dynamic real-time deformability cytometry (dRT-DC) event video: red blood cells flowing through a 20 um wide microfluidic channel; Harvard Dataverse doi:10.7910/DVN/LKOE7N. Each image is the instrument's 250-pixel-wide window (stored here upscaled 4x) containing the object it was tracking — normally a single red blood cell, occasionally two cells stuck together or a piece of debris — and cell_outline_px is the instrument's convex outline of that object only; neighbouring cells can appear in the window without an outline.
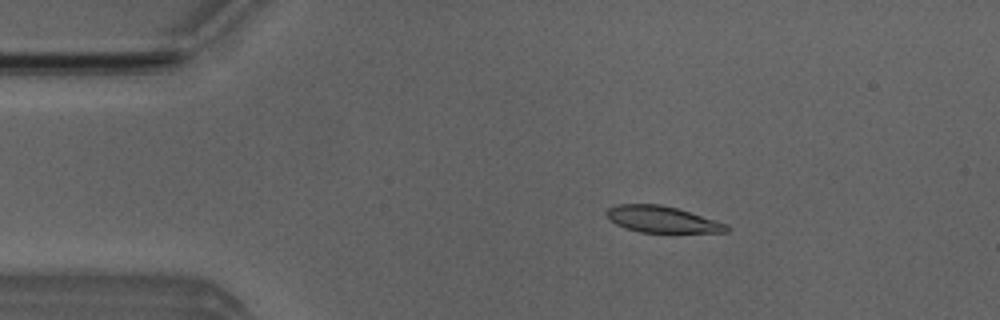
{"species": "Egyptian fruit bat (a non-hibernating species)", "species_latin": "Rousettus aegyptiacus", "temperature_condition": "room temperature", "stored_images_in_passage": 44, "camera_frame_rate_fps": 3000, "um_per_image_px": 0.085, "animal": {"sex": "male"}, "frame": {"image": 1, "passage_image": 2, "time_ms": 0.333, "image_size_px": [1000, 320], "cell_outline_px": [[728, 232], [640, 232], [624, 228], [616, 224], [604, 212], [608, 208], [616, 204], [660, 204], [676, 208], [728, 224]], "centroid_in_image_um": [56.24, 18.64], "position_along_channel_um": 28.8, "area_um2": 18.26}}
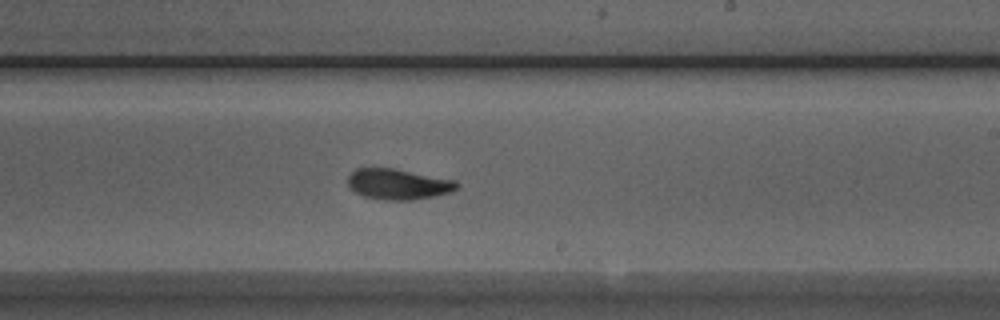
{"frame": {"image": 2, "passage_image": 23, "time_ms": 7.333, "image_size_px": [1000, 320], "cell_outline_px": [[460, 184], [452, 192], [412, 200], [384, 200], [364, 196], [356, 192], [348, 184], [348, 176], [356, 168], [392, 168], [456, 180]], "centroid_in_image_um": [33.86, 15.65], "position_along_channel_um": 255.1, "area_um2": 19.31}}
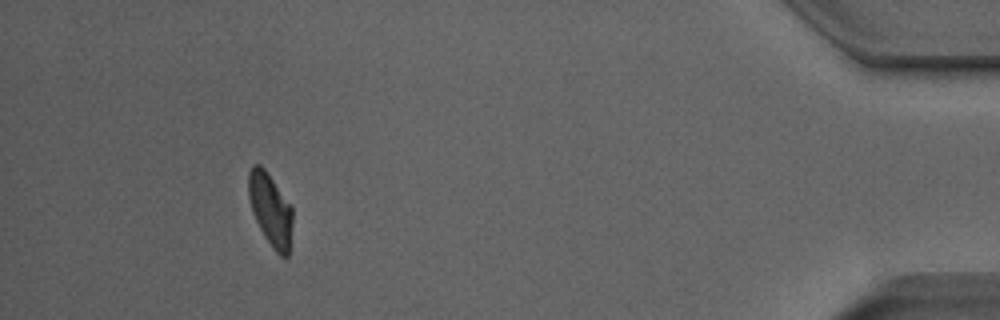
{"frame": {"image": 3, "passage_image": 40, "time_ms": 13.0, "image_size_px": [1000, 320], "cell_outline_px": [[292, 224], [288, 256], [280, 256], [272, 248], [264, 236], [252, 212], [248, 196], [248, 172], [252, 164], [260, 164], [264, 168], [292, 204]], "centroid_in_image_um": [22.98, 17.78], "position_along_channel_um": 412.2, "area_um2": 18.84}, "authors_computed_cell_mechanics": {"area_um2": 19.5653, "velocity_mm_per_s": 3.9684, "shape_relaxation_time_tau1_ms": 4.2503, "shape_relaxation_time_tau2_ms": 1.8979, "deformation_change_tau1": 0.1378, "deformation_change_tau2": 0.071}}